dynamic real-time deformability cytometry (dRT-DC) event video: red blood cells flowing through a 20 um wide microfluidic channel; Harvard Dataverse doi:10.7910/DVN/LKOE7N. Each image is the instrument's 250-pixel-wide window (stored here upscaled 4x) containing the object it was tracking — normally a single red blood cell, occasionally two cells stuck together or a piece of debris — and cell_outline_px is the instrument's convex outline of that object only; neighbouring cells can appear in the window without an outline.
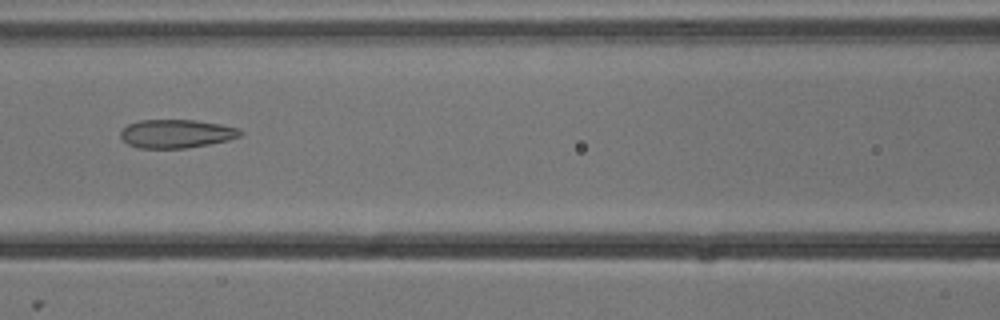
{"species": "common noctule bat (a hibernating species)", "species_latin": "Nyctalus noctula", "temperature_condition": "cold", "stored_images_in_passage": 6, "camera_frame_rate_fps": 3000, "um_per_image_px": 0.085, "animal": {"sex": "male", "body_mass_g": 13.3}, "frame": {"image": 1, "passage_image": 6, "time_ms": 1.667, "image_size_px": [1000, 320], "cell_outline_px": [[244, 132], [240, 136], [228, 140], [208, 144], [184, 148], [140, 148], [128, 144], [120, 136], [120, 132], [128, 124], [140, 120], [196, 120], [220, 124], [240, 128]], "centroid_in_image_um": [15.01, 11.36], "position_along_channel_um": 151.6, "area_um2": 19.83}}